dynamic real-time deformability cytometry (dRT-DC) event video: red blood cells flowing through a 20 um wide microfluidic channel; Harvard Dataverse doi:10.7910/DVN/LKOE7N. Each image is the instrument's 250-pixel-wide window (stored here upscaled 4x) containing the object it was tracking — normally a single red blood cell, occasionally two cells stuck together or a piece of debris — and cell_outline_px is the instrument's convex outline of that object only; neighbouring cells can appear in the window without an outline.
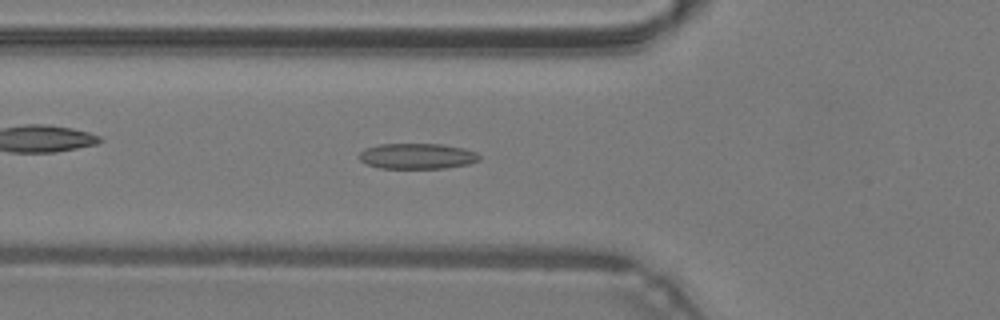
{"species": "common noctule bat (a hibernating species)", "species_latin": "Nyctalus noctula", "temperature_condition": "warm", "stored_images_in_passage": 48, "camera_frame_rate_fps": 3000, "um_per_image_px": 0.085, "animal": {"sex": "male", "body_mass_g": 19.2, "forearm_length_mm": 51.8}, "frame": {"image": 1, "passage_image": 17, "time_ms": 5.333, "image_size_px": [1000, 320], "cell_outline_px": [[480, 160], [468, 164], [444, 168], [380, 168], [368, 164], [360, 160], [360, 152], [364, 148], [380, 144], [440, 144], [464, 148], [476, 152], [480, 156]], "centroid_in_image_um": [35.47, 13.27], "position_along_channel_um": 90.3, "area_um2": 17.86}}
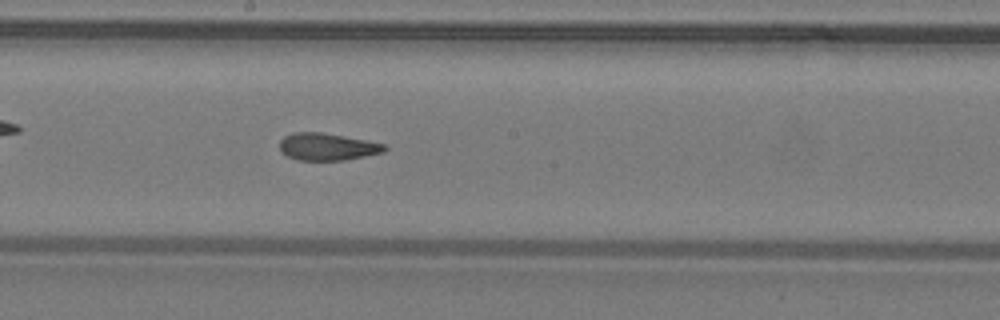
{"frame": {"image": 2, "passage_image": 26, "time_ms": 8.333, "image_size_px": [1000, 320], "cell_outline_px": [[388, 148], [384, 152], [344, 160], [296, 160], [280, 152], [280, 140], [284, 136], [292, 132], [320, 132], [344, 136], [384, 144]], "centroid_in_image_um": [27.78, 12.47], "position_along_channel_um": 220.4, "area_um2": 16.59}}
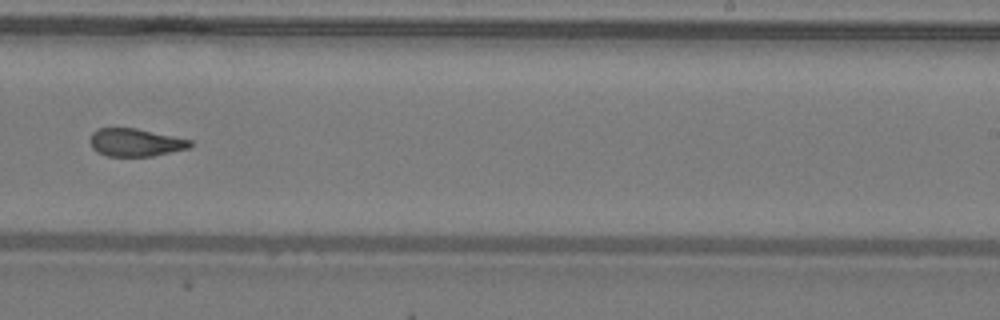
{"frame": {"image": 3, "passage_image": 30, "time_ms": 9.667, "image_size_px": [1000, 320], "cell_outline_px": [[192, 144], [188, 148], [152, 156], [108, 156], [96, 152], [92, 148], [92, 132], [96, 128], [136, 128], [192, 140]], "centroid_in_image_um": [11.5, 12.1], "position_along_channel_um": 277.5, "area_um2": 16.07}, "authors_computed_cell_mechanics": {"area_um2": 17.3689, "velocity_mm_per_s": 4.3102, "shape_relaxation_time_tau1_ms": null, "shape_relaxation_time_tau2_ms": 2.7901, "deformation_change_tau1": null, "deformation_change_tau2": 0.1239}}